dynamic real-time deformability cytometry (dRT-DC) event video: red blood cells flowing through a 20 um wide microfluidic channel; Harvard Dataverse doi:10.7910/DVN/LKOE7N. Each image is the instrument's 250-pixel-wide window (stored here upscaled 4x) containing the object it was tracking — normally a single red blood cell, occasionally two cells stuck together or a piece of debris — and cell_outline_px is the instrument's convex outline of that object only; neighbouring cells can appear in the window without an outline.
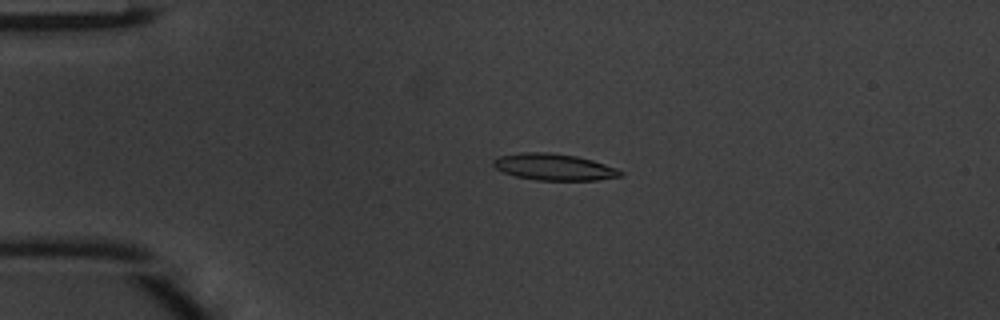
{"species": "common noctule bat (a hibernating species)", "species_latin": "Nyctalus noctula", "temperature_condition": "warm", "stored_images_in_passage": 49, "camera_frame_rate_fps": 3000, "um_per_image_px": 0.085, "animal": {"sex": "male", "body_mass_g": 20.1, "forearm_length_mm": 53.5}, "frame": {"image": 1, "passage_image": 12, "time_ms": 3.667, "image_size_px": [1000, 320], "cell_outline_px": [[624, 176], [596, 180], [536, 180], [516, 176], [504, 172], [496, 168], [492, 164], [492, 160], [496, 156], [520, 152], [552, 152], [576, 156], [592, 160], [616, 168], [624, 172]], "centroid_in_image_um": [47.07, 14.18], "position_along_channel_um": 37.9, "area_um2": 19.83}}
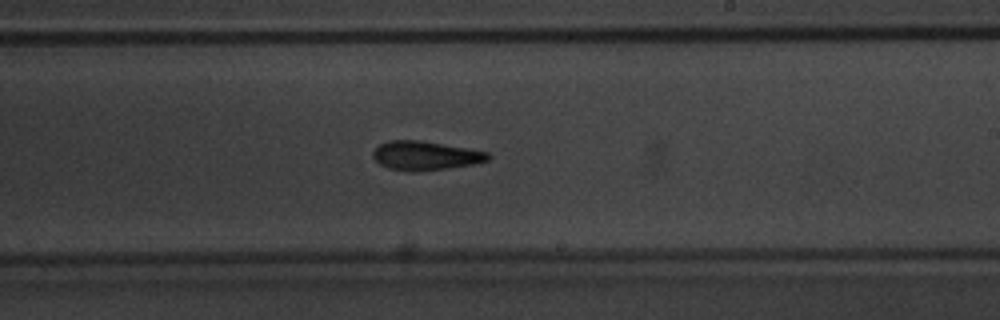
{"frame": {"image": 2, "passage_image": 30, "time_ms": 9.667, "image_size_px": [1000, 320], "cell_outline_px": [[492, 156], [488, 160], [472, 164], [416, 172], [412, 172], [388, 168], [380, 164], [372, 156], [372, 152], [380, 144], [388, 140], [420, 140], [488, 152]], "centroid_in_image_um": [36.12, 13.22], "position_along_channel_um": 252.9, "area_um2": 19.25}}
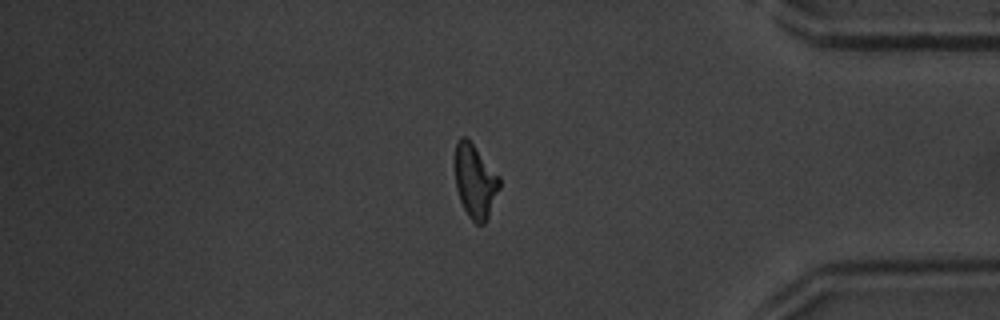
{"frame": {"image": 3, "passage_image": 42, "time_ms": 13.667, "image_size_px": [1000, 320], "cell_outline_px": [[500, 188], [488, 216], [484, 224], [476, 224], [468, 216], [460, 200], [456, 188], [456, 140], [460, 136], [464, 136], [472, 144], [500, 176]], "centroid_in_image_um": [40.39, 15.42], "position_along_channel_um": 394.8, "area_um2": 18.79}, "authors_computed_cell_mechanics": {"area_um2": 18.9584, "velocity_mm_per_s": 4.1902, "shape_relaxation_time_tau1_ms": 4.4013, "shape_relaxation_time_tau2_ms": 4.8423, "deformation_change_tau1": 0.1694, "deformation_change_tau2": 0.1512}}